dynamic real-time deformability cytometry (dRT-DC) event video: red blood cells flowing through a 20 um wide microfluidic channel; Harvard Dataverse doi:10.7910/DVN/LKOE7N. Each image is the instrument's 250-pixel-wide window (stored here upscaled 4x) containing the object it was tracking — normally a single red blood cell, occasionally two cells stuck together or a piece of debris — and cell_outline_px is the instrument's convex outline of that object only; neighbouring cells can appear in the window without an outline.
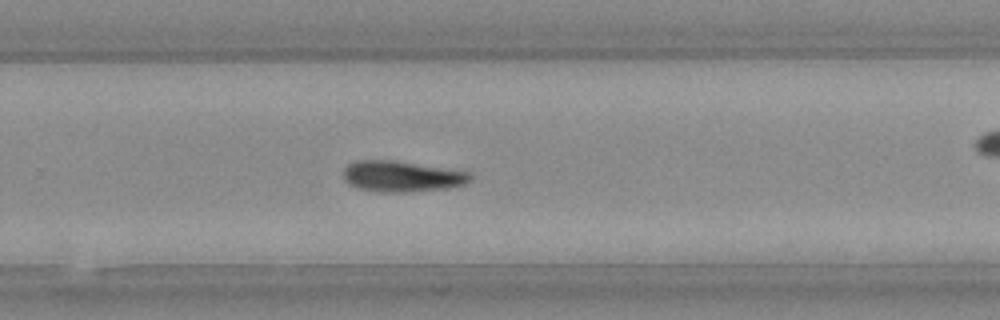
{"species": "Egyptian fruit bat (a non-hibernating species)", "species_latin": "Rousettus aegyptiacus", "temperature_condition": "warm", "stored_images_in_passage": 22, "camera_frame_rate_fps": 3000, "um_per_image_px": 0.085, "animal": {"sex": "female"}, "frame": {"image": 1, "passage_image": 19, "time_ms": 6.0, "image_size_px": [1000, 320], "cell_outline_px": [[472, 180], [464, 184], [444, 188], [408, 192], [380, 192], [360, 188], [344, 180], [344, 168], [348, 164], [356, 160], [392, 160], [472, 172]], "centroid_in_image_um": [34.17, 14.98], "position_along_channel_um": 295.6, "area_um2": 22.66}}